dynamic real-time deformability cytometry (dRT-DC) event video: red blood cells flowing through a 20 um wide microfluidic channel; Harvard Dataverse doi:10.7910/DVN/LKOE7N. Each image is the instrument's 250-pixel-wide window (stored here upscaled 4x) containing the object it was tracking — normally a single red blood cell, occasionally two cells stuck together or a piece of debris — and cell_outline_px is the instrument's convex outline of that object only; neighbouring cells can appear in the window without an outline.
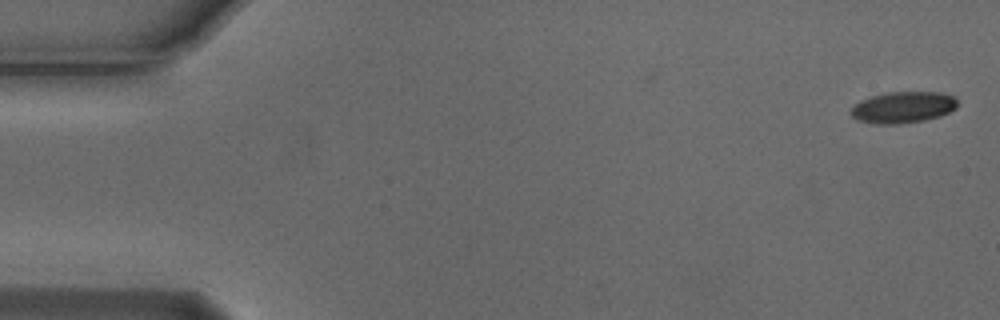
{"species": "Egyptian fruit bat (a non-hibernating species)", "species_latin": "Rousettus aegyptiacus", "temperature_condition": "cold", "stored_images_in_passage": 47, "camera_frame_rate_fps": 3000, "um_per_image_px": 0.085, "animal": {"sex": "male"}, "frame": {"image": 1, "passage_image": 1, "time_ms": 0.0, "image_size_px": [1000, 320], "cell_outline_px": [[956, 108], [940, 116], [924, 120], [896, 124], [872, 124], [856, 120], [848, 112], [860, 100], [872, 96], [888, 92], [940, 92], [952, 96], [956, 100]], "centroid_in_image_um": [76.71, 9.13], "position_along_channel_um": 8.3, "area_um2": 19.48}}
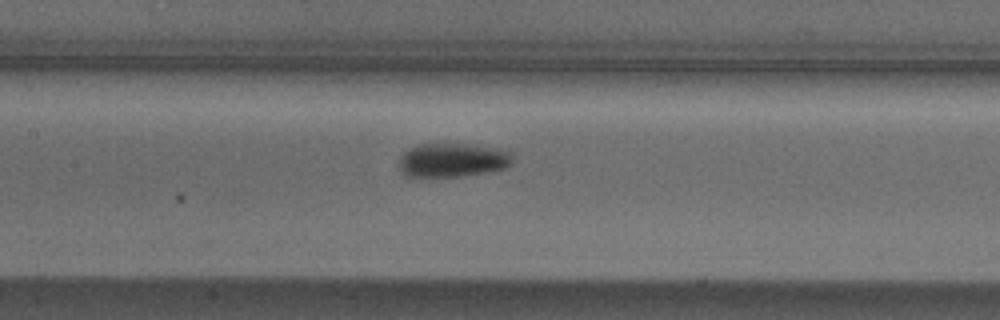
{"frame": {"image": 2, "passage_image": 25, "time_ms": 8.0, "image_size_px": [1000, 320], "cell_outline_px": [[512, 164], [504, 168], [464, 176], [404, 176], [400, 172], [396, 164], [400, 156], [408, 148], [416, 144], [476, 144], [496, 148], [512, 152]], "centroid_in_image_um": [38.41, 13.59], "position_along_channel_um": 169.0, "area_um2": 22.77}}
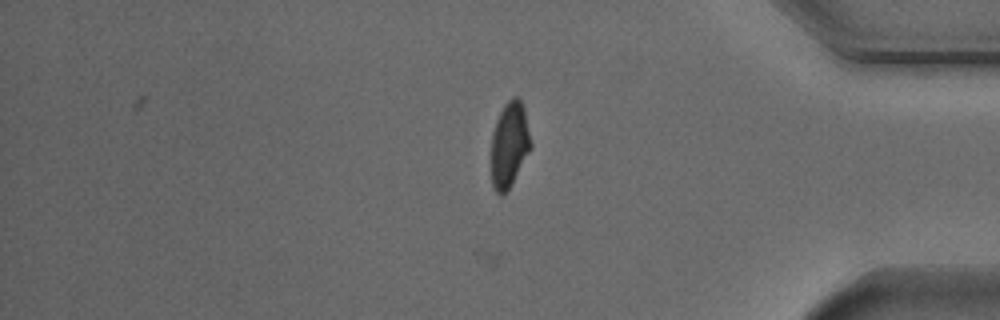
{"frame": {"image": 3, "passage_image": 45, "time_ms": 14.667, "image_size_px": [1000, 320], "cell_outline_px": [[532, 148], [512, 184], [500, 196], [492, 188], [492, 132], [496, 120], [504, 104], [512, 96], [516, 96], [520, 100], [524, 108], [532, 144]], "centroid_in_image_um": [43.31, 12.29], "position_along_channel_um": 391.9, "area_um2": 19.77}, "authors_computed_cell_mechanics": {"area_um2": 21.097, "velocity_mm_per_s": 3.7452, "shape_relaxation_time_tau1_ms": 4.3992, "shape_relaxation_time_tau2_ms": 2.9421, "deformation_change_tau1": 0.1428, "deformation_change_tau2": 0.0711}}